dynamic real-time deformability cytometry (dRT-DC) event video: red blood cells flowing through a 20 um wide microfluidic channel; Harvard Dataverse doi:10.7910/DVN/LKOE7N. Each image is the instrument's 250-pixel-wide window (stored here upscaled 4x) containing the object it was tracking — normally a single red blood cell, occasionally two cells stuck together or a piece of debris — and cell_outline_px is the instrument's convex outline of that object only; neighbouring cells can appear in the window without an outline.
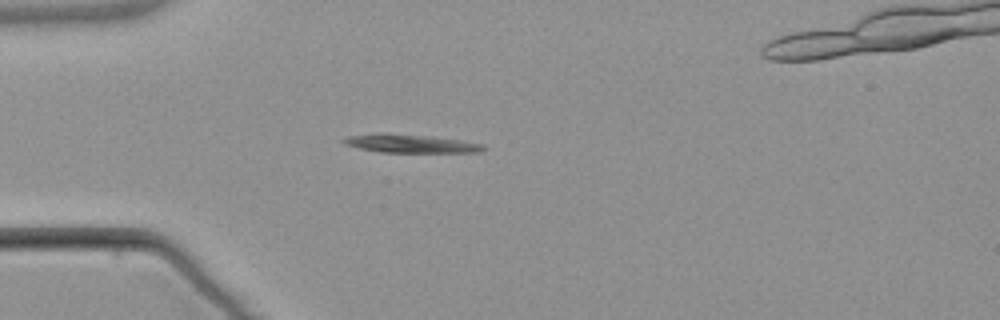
{"species": "common noctule bat (a hibernating species)", "species_latin": "Nyctalus noctula", "temperature_condition": "warm", "stored_images_in_passage": 5, "camera_frame_rate_fps": 3000, "um_per_image_px": 0.085, "animal": {"sex": "male", "body_mass_g": 21.5, "forearm_length_mm": 52.0}, "frame": {"image": 1, "passage_image": 4, "time_ms": 3.667, "image_size_px": [1000, 320], "cell_outline_px": [[488, 148], [480, 152], [380, 152], [360, 148], [344, 144], [340, 140], [348, 136], [380, 132], [384, 132], [432, 136], [460, 140], [484, 144]], "centroid_in_image_um": [34.89, 12.19], "position_along_channel_um": 50.1, "area_um2": 15.14}}